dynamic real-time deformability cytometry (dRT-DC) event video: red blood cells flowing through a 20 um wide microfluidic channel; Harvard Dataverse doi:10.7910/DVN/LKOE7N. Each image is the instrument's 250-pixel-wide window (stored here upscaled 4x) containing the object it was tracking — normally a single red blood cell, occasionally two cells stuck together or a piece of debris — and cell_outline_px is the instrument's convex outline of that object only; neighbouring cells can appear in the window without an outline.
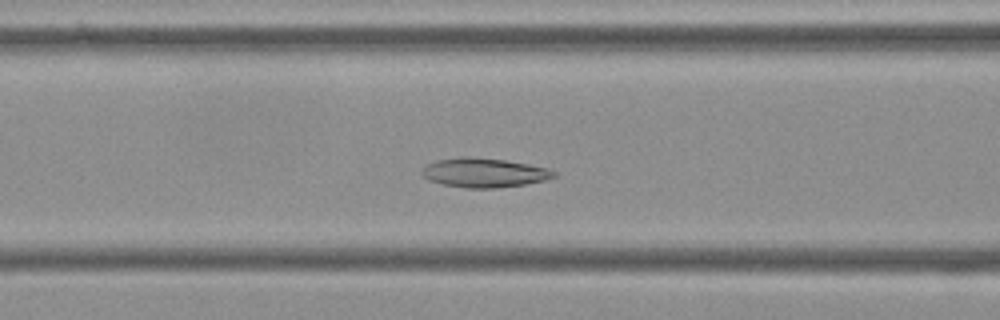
{"species": "Egyptian fruit bat (a non-hibernating species)", "species_latin": "Rousettus aegyptiacus", "temperature_condition": "cold", "stored_images_in_passage": 54, "camera_frame_rate_fps": 3000, "um_per_image_px": 0.085, "frame": {"image": 1, "passage_image": 21, "time_ms": 6.667, "image_size_px": [1000, 320], "cell_outline_px": [[556, 176], [544, 180], [524, 184], [496, 188], [464, 188], [444, 184], [428, 180], [420, 172], [428, 164], [436, 160], [464, 156], [468, 156], [504, 160], [528, 164], [548, 168], [556, 172]], "centroid_in_image_um": [41.14, 14.68], "position_along_channel_um": 125.5, "area_um2": 22.37}}
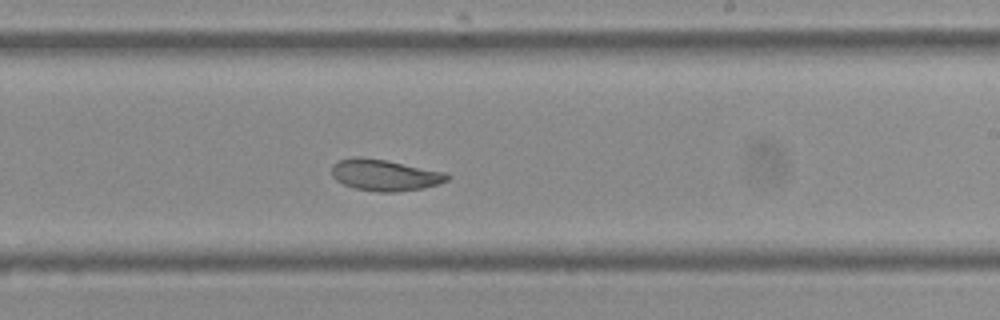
{"frame": {"image": 2, "passage_image": 32, "time_ms": 10.333, "image_size_px": [1000, 320], "cell_outline_px": [[452, 176], [448, 180], [440, 184], [424, 188], [396, 192], [380, 192], [356, 188], [344, 184], [336, 180], [332, 176], [332, 164], [340, 160], [352, 156], [364, 156], [388, 160], [448, 172]], "centroid_in_image_um": [32.76, 14.86], "position_along_channel_um": 256.2, "area_um2": 21.56}}
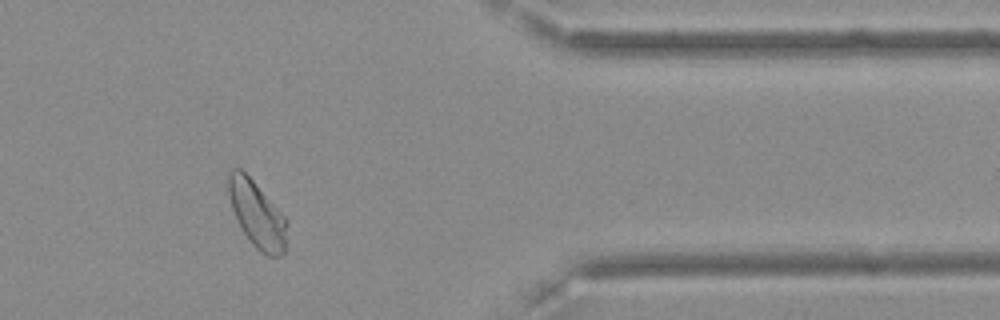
{"frame": {"image": 3, "passage_image": 45, "time_ms": 14.667, "image_size_px": [1000, 320], "cell_outline_px": [[288, 224], [284, 256], [268, 256], [260, 252], [252, 244], [240, 228], [232, 208], [228, 192], [228, 172], [232, 168], [240, 168], [252, 180], [288, 220]], "centroid_in_image_um": [21.85, 18.26], "position_along_channel_um": 389.5, "area_um2": 22.66}, "authors_computed_cell_mechanics": {"area_um2": 23.3801, "velocity_mm_per_s": 3.5753, "shape_relaxation_time_tau1_ms": null, "shape_relaxation_time_tau2_ms": 1.6981, "deformation_change_tau1": null, "deformation_change_tau2": 0.061}}